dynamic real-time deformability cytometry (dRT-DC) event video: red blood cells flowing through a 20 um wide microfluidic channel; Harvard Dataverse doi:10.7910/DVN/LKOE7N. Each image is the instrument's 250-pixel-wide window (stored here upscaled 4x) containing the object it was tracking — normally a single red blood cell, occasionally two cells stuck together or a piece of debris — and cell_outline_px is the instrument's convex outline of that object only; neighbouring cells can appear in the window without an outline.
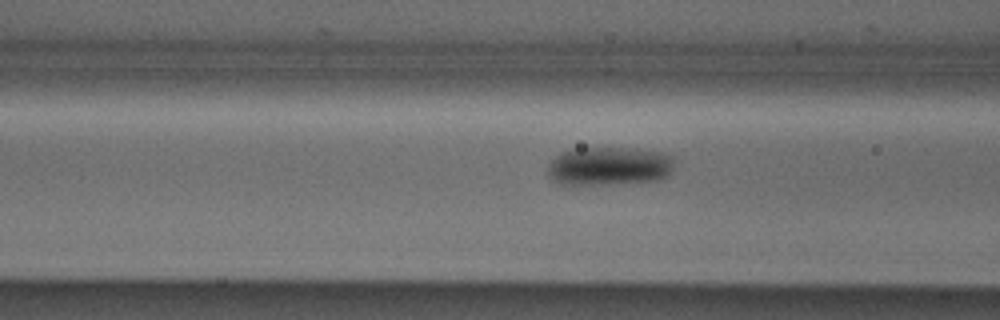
{"species": "Egyptian fruit bat (a non-hibernating species)", "species_latin": "Rousettus aegyptiacus", "temperature_condition": "cold", "stored_images_in_passage": 19, "camera_frame_rate_fps": 3000, "um_per_image_px": 0.085, "animal": {"sex": "male"}, "frame": {"image": 1, "passage_image": 16, "time_ms": 5.0, "image_size_px": [1000, 320], "cell_outline_px": [[676, 160], [672, 172], [668, 176], [660, 180], [600, 184], [560, 184], [548, 172], [548, 164], [560, 152], [576, 148], [636, 148], [664, 152], [676, 156]], "centroid_in_image_um": [51.88, 14.09], "position_along_channel_um": 114.7, "area_um2": 28.73}}